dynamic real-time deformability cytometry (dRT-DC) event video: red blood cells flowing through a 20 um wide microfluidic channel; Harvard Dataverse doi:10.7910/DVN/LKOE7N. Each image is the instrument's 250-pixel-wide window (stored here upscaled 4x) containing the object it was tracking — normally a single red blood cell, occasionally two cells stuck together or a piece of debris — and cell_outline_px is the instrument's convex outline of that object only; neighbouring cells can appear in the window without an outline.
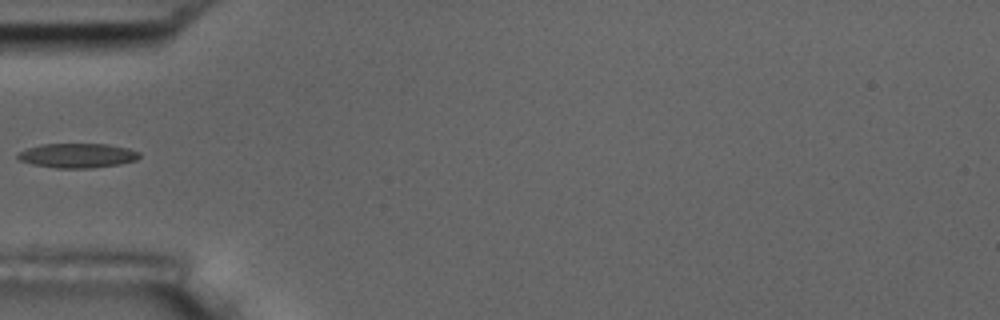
{"species": "common noctule bat (a hibernating species)", "species_latin": "Nyctalus noctula", "temperature_condition": "room temperature", "stored_images_in_passage": 5, "camera_frame_rate_fps": 3000, "um_per_image_px": 0.085, "animal": {"sex": "male", "body_mass_g": 17.5, "forearm_length_mm": 52.3}, "frame": {"image": 1, "passage_image": 3, "time_ms": 2.333, "image_size_px": [1000, 320], "cell_outline_px": [[140, 156], [136, 160], [120, 164], [92, 168], [56, 168], [32, 164], [20, 160], [16, 156], [20, 152], [28, 148], [44, 144], [108, 144], [128, 148], [140, 152]], "centroid_in_image_um": [6.61, 13.22], "position_along_channel_um": 78.4, "area_um2": 17.28}}